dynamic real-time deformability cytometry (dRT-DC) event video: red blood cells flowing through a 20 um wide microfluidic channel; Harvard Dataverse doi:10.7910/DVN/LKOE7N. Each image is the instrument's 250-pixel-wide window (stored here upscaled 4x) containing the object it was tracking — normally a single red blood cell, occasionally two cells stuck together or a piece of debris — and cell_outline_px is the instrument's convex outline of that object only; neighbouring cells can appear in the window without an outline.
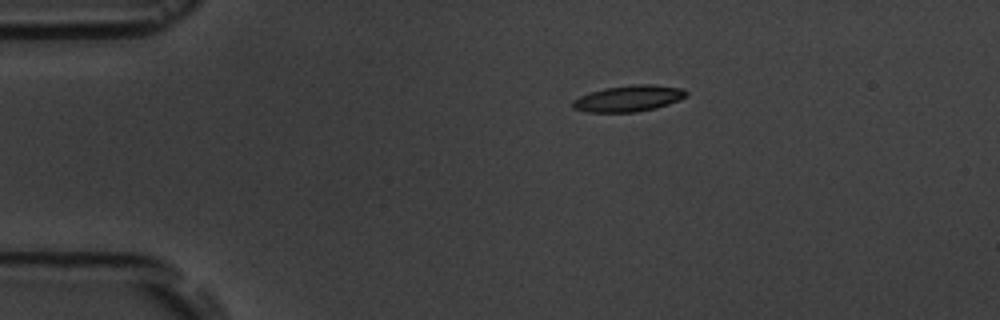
{"species": "common noctule bat (a hibernating species)", "species_latin": "Nyctalus noctula", "temperature_condition": "room temperature", "stored_images_in_passage": 8, "camera_frame_rate_fps": 3000, "um_per_image_px": 0.085, "animal": {"sex": "male", "body_mass_g": 19.5, "forearm_length_mm": 54.6}, "frame": {"image": 1, "passage_image": 1, "time_ms": 0.0, "image_size_px": [1000, 320], "cell_outline_px": [[688, 96], [680, 100], [656, 108], [636, 112], [588, 112], [572, 108], [572, 100], [580, 96], [604, 88], [632, 84], [656, 84], [684, 88], [688, 92]], "centroid_in_image_um": [53.48, 8.36], "position_along_channel_um": 31.5, "area_um2": 17.57}}
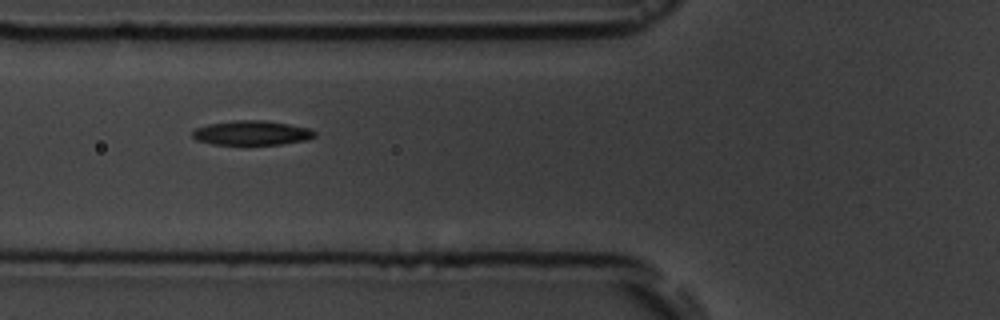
{"frame": {"image": 2, "passage_image": 4, "time_ms": 3.333, "image_size_px": [1000, 320], "cell_outline_px": [[316, 136], [308, 140], [280, 144], [212, 144], [196, 140], [192, 136], [192, 132], [196, 128], [208, 124], [232, 120], [264, 120], [288, 124], [308, 128], [316, 132]], "centroid_in_image_um": [21.4, 11.29], "position_along_channel_um": 104.4, "area_um2": 17.4}}
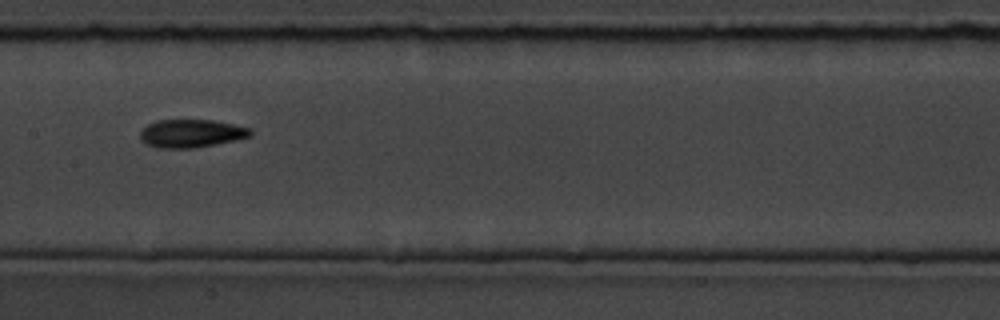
{"frame": {"image": 3, "passage_image": 6, "time_ms": 5.667, "image_size_px": [1000, 320], "cell_outline_px": [[252, 136], [236, 140], [192, 148], [156, 148], [140, 140], [140, 132], [148, 124], [156, 120], [212, 120], [252, 128]], "centroid_in_image_um": [16.26, 11.34], "position_along_channel_um": 191.1, "area_um2": 18.03}}